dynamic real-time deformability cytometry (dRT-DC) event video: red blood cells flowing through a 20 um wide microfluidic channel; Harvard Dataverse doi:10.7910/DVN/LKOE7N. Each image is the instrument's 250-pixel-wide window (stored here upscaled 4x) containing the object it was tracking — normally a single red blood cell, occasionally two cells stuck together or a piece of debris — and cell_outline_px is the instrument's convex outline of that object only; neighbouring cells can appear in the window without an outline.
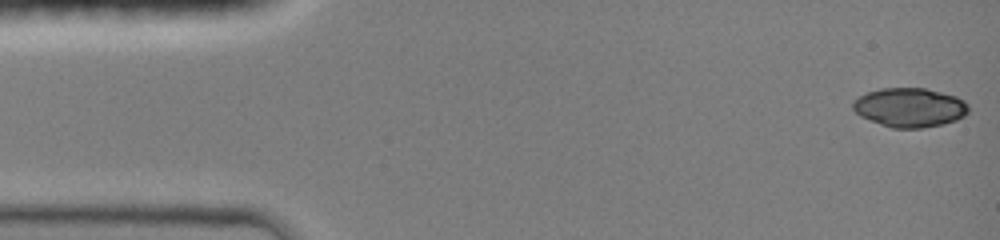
{"species": "common noctule bat (a hibernating species)", "species_latin": "Nyctalus noctula", "temperature_condition": "room temperature", "stored_images_in_passage": 30, "camera_frame_rate_fps": 3000, "um_per_image_px": 0.085, "animal": {"sex": "female", "body_mass_g": 19.0, "forearm_length_mm": 51.5}, "frame": {"image": 1, "passage_image": 1, "time_ms": 0.0, "image_size_px": [1000, 240], "cell_outline_px": [[968, 112], [964, 116], [956, 120], [944, 124], [920, 128], [892, 128], [880, 124], [860, 116], [852, 108], [852, 100], [868, 92], [880, 88], [924, 88], [956, 96], [964, 100], [968, 104]], "centroid_in_image_um": [77.32, 9.14], "position_along_channel_um": 7.7, "area_um2": 26.41}}